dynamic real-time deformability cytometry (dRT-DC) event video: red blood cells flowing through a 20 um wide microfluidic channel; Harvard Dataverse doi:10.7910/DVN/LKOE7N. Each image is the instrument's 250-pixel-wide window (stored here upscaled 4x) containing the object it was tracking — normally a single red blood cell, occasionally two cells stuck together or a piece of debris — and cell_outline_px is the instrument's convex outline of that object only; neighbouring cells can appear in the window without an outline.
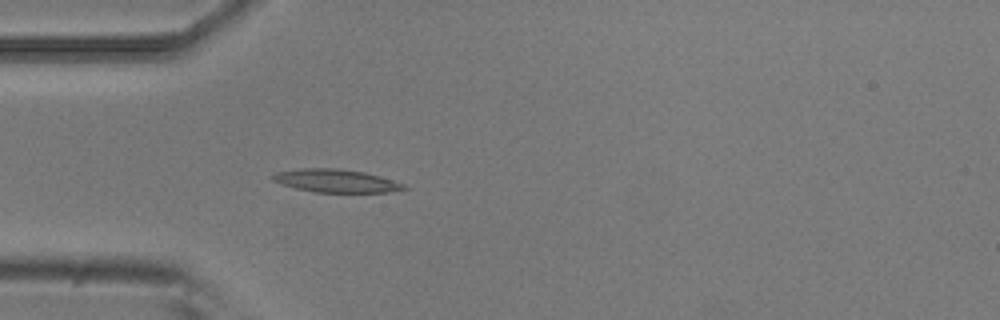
{"species": "common noctule bat (a hibernating species)", "species_latin": "Nyctalus noctula", "temperature_condition": "room temperature", "stored_images_in_passage": 4, "camera_frame_rate_fps": 3000, "um_per_image_px": 0.085, "animal": {"sex": "male", "body_mass_g": 20.5, "forearm_length_mm": 52.5}, "frame": {"image": 1, "passage_image": 4, "time_ms": 1.0, "image_size_px": [1000, 320], "cell_outline_px": [[408, 188], [388, 192], [312, 192], [280, 184], [272, 180], [272, 176], [276, 172], [300, 168], [340, 168], [364, 172], [392, 180], [404, 184]], "centroid_in_image_um": [28.51, 15.36], "position_along_channel_um": 56.5, "area_um2": 17.57}}